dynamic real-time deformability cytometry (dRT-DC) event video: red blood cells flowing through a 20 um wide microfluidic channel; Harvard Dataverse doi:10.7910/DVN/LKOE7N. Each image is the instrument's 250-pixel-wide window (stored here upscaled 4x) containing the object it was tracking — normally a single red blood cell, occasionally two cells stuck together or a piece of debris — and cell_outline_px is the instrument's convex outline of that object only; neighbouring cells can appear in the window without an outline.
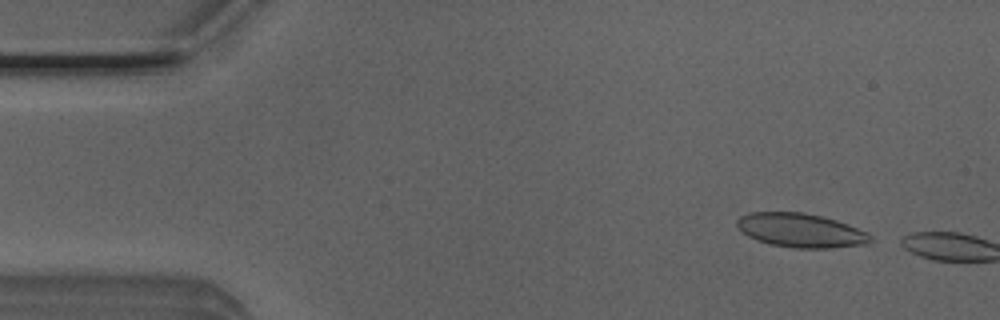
{"species": "Egyptian fruit bat (a non-hibernating species)", "species_latin": "Rousettus aegyptiacus", "temperature_condition": "room temperature", "stored_images_in_passage": 5, "camera_frame_rate_fps": 3000, "um_per_image_px": 0.085, "animal": {"sex": "male"}, "frame": {"image": 1, "passage_image": 3, "time_ms": 0.667, "image_size_px": [1000, 320], "cell_outline_px": [[872, 240], [868, 244], [832, 248], [792, 248], [772, 244], [756, 240], [740, 232], [736, 224], [736, 220], [740, 216], [748, 212], [804, 212], [836, 220], [848, 224], [868, 232], [872, 236]], "centroid_in_image_um": [68.06, 19.58], "position_along_channel_um": 16.9, "area_um2": 26.7}}